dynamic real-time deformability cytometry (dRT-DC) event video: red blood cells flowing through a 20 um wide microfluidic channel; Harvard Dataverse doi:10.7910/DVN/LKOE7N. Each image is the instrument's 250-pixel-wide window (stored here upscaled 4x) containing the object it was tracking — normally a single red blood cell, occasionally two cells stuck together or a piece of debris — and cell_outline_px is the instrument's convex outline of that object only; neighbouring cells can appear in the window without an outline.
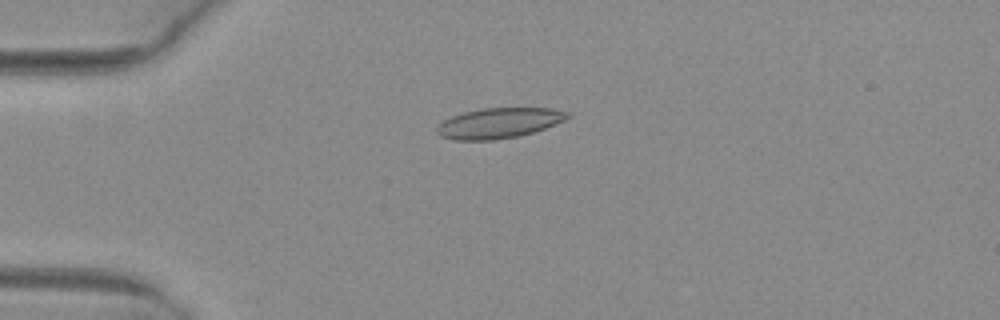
{"species": "common noctule bat (a hibernating species)", "species_latin": "Nyctalus noctula", "temperature_condition": "warm", "stored_images_in_passage": 4, "camera_frame_rate_fps": 3000, "um_per_image_px": 0.085, "animal": {"sex": "female", "body_mass_g": 29.2, "forearm_length_mm": 56.3}, "frame": {"image": 1, "passage_image": 3, "time_ms": 0.667, "image_size_px": [1000, 320], "cell_outline_px": [[572, 116], [564, 120], [544, 128], [520, 136], [492, 140], [452, 140], [440, 136], [436, 132], [436, 128], [444, 120], [452, 116], [464, 112], [480, 108], [552, 108], [568, 112]], "centroid_in_image_um": [42.39, 10.46], "position_along_channel_um": 42.6, "area_um2": 23.06}}